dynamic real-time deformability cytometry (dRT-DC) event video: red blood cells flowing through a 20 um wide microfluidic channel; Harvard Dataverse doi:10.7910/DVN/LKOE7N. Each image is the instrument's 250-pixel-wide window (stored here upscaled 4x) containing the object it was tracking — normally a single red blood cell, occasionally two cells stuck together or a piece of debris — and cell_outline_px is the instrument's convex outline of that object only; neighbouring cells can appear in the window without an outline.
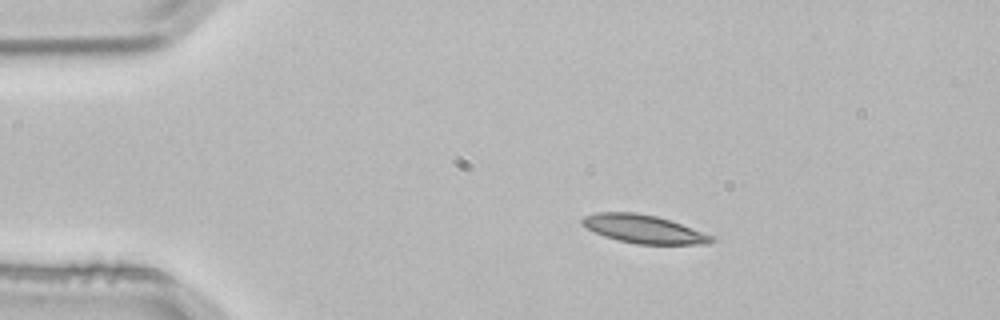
{"species": "common noctule bat (a hibernating species)", "species_latin": "Nyctalus noctula", "temperature_condition": "room temperature", "stored_images_in_passage": 2, "camera_frame_rate_fps": 3000, "um_per_image_px": 0.085, "animal": {"sex": "male", "body_mass_g": 21.5, "forearm_length_mm": 52.0}, "frame": {"image": 1, "passage_image": 1, "time_ms": 0.0, "image_size_px": [1000, 320], "cell_outline_px": [[716, 240], [708, 244], [636, 244], [616, 240], [604, 236], [580, 224], [580, 220], [584, 216], [596, 212], [636, 212], [656, 216], [680, 224], [712, 236]], "centroid_in_image_um": [54.65, 19.47], "position_along_channel_um": 30.3, "area_um2": 21.15}}